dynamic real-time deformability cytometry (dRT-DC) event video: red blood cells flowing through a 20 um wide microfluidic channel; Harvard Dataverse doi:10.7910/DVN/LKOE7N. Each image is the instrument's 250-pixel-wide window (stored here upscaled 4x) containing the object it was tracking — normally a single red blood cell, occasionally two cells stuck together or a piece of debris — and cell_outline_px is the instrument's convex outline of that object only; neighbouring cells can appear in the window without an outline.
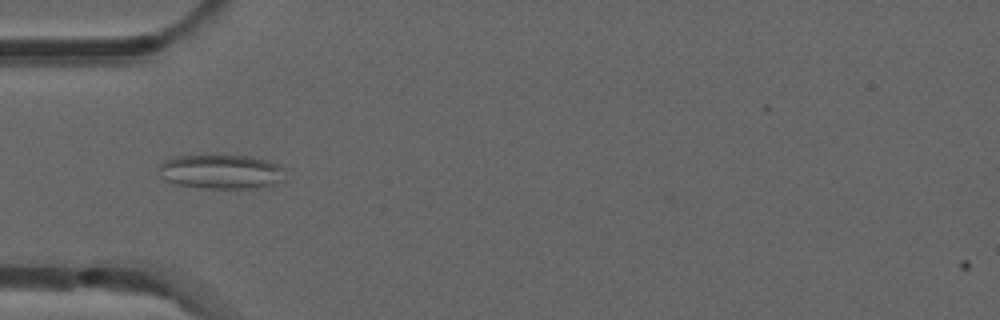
{"species": "common noctule bat (a hibernating species)", "species_latin": "Nyctalus noctula", "temperature_condition": "room temperature", "stored_images_in_passage": 6, "camera_frame_rate_fps": 3000, "um_per_image_px": 0.085, "animal": {"sex": "male", "forearm_length_mm": 52.5}, "frame": {"image": 1, "passage_image": 3, "time_ms": 0.667, "image_size_px": [1000, 320], "cell_outline_px": [[288, 168], [284, 180], [272, 184], [256, 188], [200, 188], [176, 184], [164, 180], [160, 176], [160, 164], [164, 160], [180, 156], [244, 156], [264, 160]], "centroid_in_image_um": [18.82, 14.61], "position_along_channel_um": 66.2, "area_um2": 25.2}}
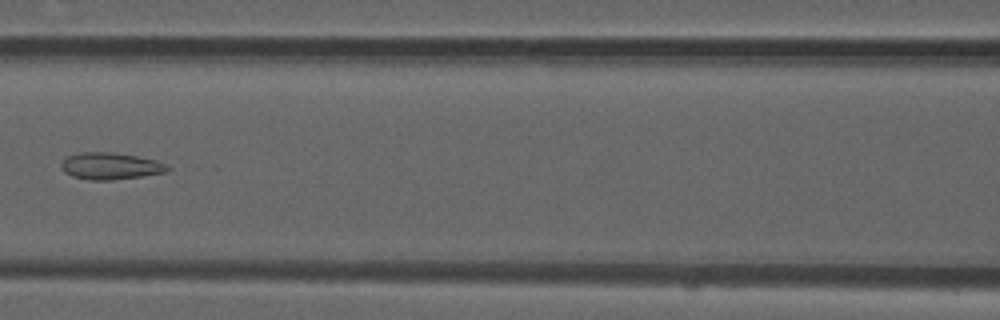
{"frame": {"image": 2, "passage_image": 5, "time_ms": 1.333, "image_size_px": [1000, 320], "cell_outline_px": [[172, 168], [164, 172], [140, 176], [112, 180], [88, 180], [72, 176], [64, 172], [60, 164], [68, 156], [80, 152], [112, 152], [136, 156], [156, 160], [168, 164]], "centroid_in_image_um": [9.39, 14.11], "position_along_channel_um": 157.2, "area_um2": 16.59}}
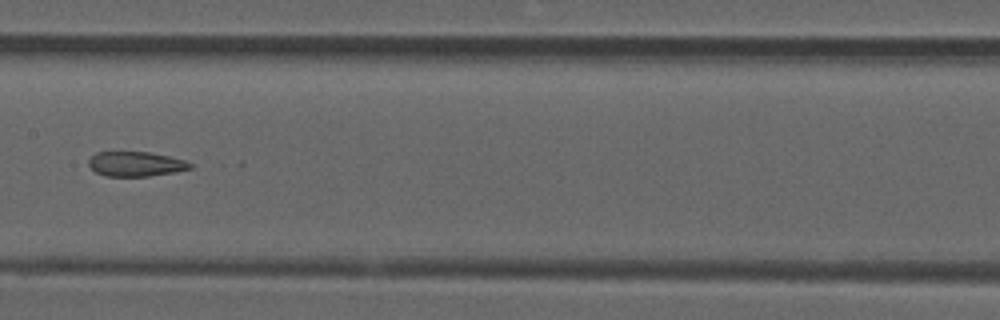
{"frame": {"image": 3, "passage_image": 6, "time_ms": 1.667, "image_size_px": [1000, 320], "cell_outline_px": [[192, 168], [176, 172], [148, 176], [108, 176], [96, 172], [88, 164], [88, 160], [96, 152], [148, 152], [168, 156], [184, 160], [192, 164]], "centroid_in_image_um": [11.54, 13.94], "position_along_channel_um": 195.9, "area_um2": 14.51}}